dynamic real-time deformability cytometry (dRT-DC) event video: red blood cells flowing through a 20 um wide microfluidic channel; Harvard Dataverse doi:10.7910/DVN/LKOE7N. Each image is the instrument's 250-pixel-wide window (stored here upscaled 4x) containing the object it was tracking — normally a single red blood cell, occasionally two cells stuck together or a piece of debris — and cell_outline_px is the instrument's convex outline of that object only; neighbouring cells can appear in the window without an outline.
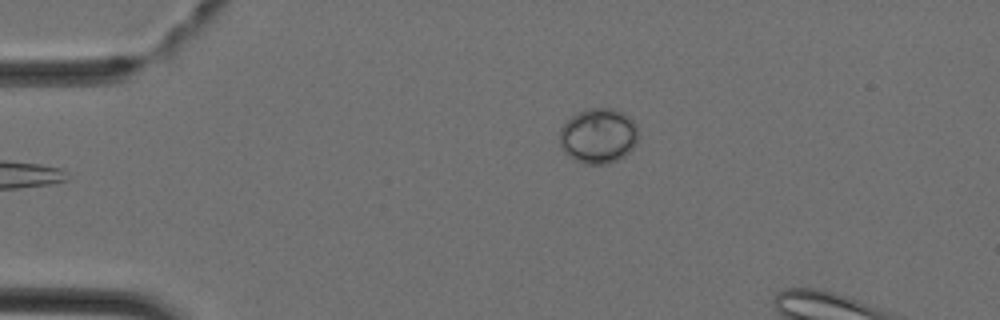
{"species": "Egyptian fruit bat (a non-hibernating species)", "species_latin": "Rousettus aegyptiacus", "temperature_condition": "cold", "stored_images_in_passage": 3, "camera_frame_rate_fps": 3000, "um_per_image_px": 0.085, "animal": {"sex": "female"}, "frame": {"image": 1, "passage_image": 1, "time_ms": 0.0, "image_size_px": [1000, 320], "cell_outline_px": [[640, 132], [636, 144], [624, 156], [616, 160], [604, 164], [584, 164], [568, 156], [560, 148], [560, 128], [576, 112], [588, 108], [612, 108], [624, 112], [636, 124]], "centroid_in_image_um": [50.87, 11.53], "position_along_channel_um": 34.1, "area_um2": 25.55}}